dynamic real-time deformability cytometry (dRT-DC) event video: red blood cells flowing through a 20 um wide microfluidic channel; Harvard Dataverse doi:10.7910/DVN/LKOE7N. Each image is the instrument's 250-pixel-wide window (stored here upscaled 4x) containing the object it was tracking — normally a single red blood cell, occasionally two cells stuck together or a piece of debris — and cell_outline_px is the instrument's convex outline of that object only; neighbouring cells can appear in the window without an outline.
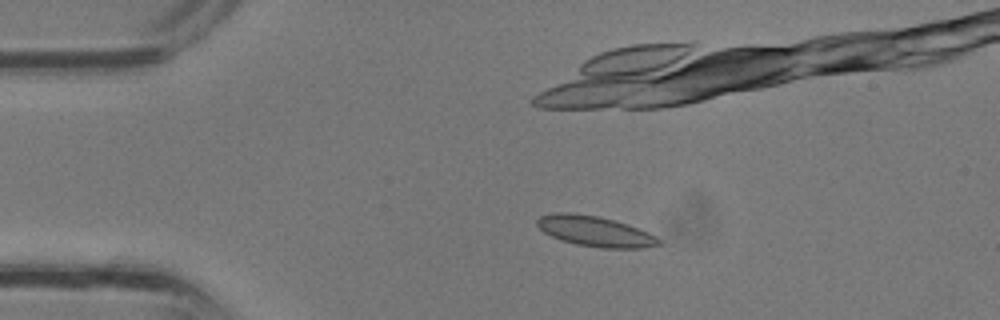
{"species": "common noctule bat (a hibernating species)", "species_latin": "Nyctalus noctula", "temperature_condition": "room temperature", "stored_images_in_passage": 15, "camera_frame_rate_fps": 3000, "um_per_image_px": 0.085, "animal": {"sex": "male", "body_mass_g": 13.3}, "frame": {"image": 1, "passage_image": 7, "time_ms": 2.0, "image_size_px": [1000, 320], "cell_outline_px": [[664, 244], [644, 248], [600, 248], [576, 244], [560, 240], [544, 232], [536, 224], [536, 220], [540, 216], [556, 212], [572, 212], [600, 216], [628, 224], [648, 232], [664, 240]], "centroid_in_image_um": [50.63, 19.66], "position_along_channel_um": 34.4, "area_um2": 21.91}}